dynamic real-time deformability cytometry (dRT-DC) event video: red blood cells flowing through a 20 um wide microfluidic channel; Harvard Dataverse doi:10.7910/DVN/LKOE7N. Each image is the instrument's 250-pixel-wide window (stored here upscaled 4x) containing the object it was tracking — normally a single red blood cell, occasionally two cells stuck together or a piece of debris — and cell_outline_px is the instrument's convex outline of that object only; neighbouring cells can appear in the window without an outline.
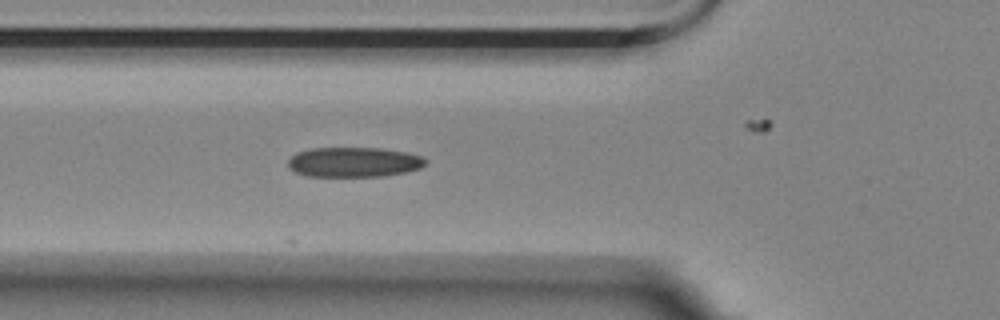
{"species": "Egyptian fruit bat (a non-hibernating species)", "species_latin": "Rousettus aegyptiacus", "temperature_condition": "room temperature", "stored_images_in_passage": 8, "camera_frame_rate_fps": 3000, "um_per_image_px": 0.085, "animal": {"sex": "female"}, "frame": {"image": 1, "passage_image": 4, "time_ms": 1.0, "image_size_px": [1000, 320], "cell_outline_px": [[428, 164], [420, 168], [408, 172], [380, 176], [308, 176], [296, 172], [288, 168], [288, 160], [296, 152], [312, 148], [380, 148], [408, 152], [420, 156], [428, 160]], "centroid_in_image_um": [30.11, 13.78], "position_along_channel_um": 95.7, "area_um2": 24.1}}
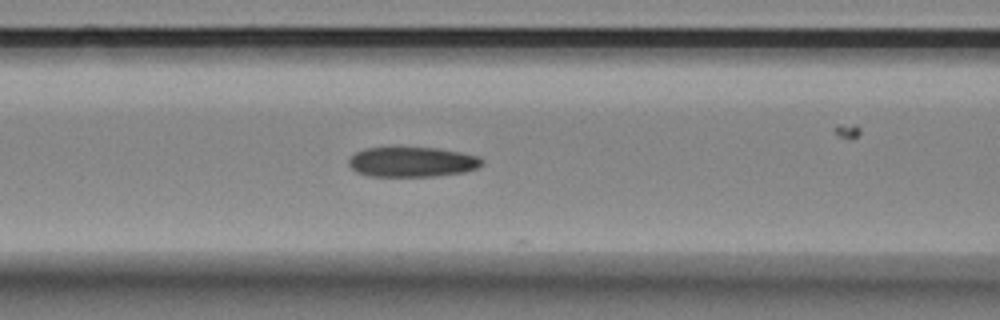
{"frame": {"image": 2, "passage_image": 7, "time_ms": 2.0, "image_size_px": [1000, 320], "cell_outline_px": [[484, 164], [476, 168], [464, 172], [436, 176], [368, 176], [356, 172], [348, 164], [348, 160], [356, 152], [364, 148], [396, 144], [436, 148], [460, 152], [480, 156], [484, 160]], "centroid_in_image_um": [35.0, 13.71], "position_along_channel_um": 131.6, "area_um2": 24.33}}